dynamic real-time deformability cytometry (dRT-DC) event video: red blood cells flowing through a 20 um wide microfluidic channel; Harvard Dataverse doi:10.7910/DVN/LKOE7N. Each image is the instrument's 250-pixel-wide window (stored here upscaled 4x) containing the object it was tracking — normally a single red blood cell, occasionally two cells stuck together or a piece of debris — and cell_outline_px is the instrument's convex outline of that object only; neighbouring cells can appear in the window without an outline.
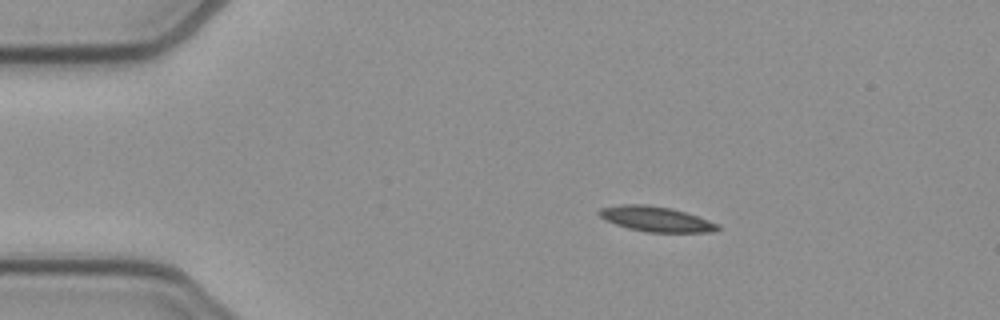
{"species": "common noctule bat (a hibernating species)", "species_latin": "Nyctalus noctula", "temperature_condition": "cold", "stored_images_in_passage": 52, "camera_frame_rate_fps": 3000, "um_per_image_px": 0.085, "animal": {"sex": "female", "body_mass_g": 21.9}, "frame": {"image": 1, "passage_image": 9, "time_ms": 2.667, "image_size_px": [1000, 320], "cell_outline_px": [[720, 228], [716, 232], [648, 232], [628, 228], [604, 220], [596, 212], [600, 208], [620, 204], [648, 204], [672, 208], [720, 224]], "centroid_in_image_um": [55.74, 18.61], "position_along_channel_um": 29.3, "area_um2": 17.46}}
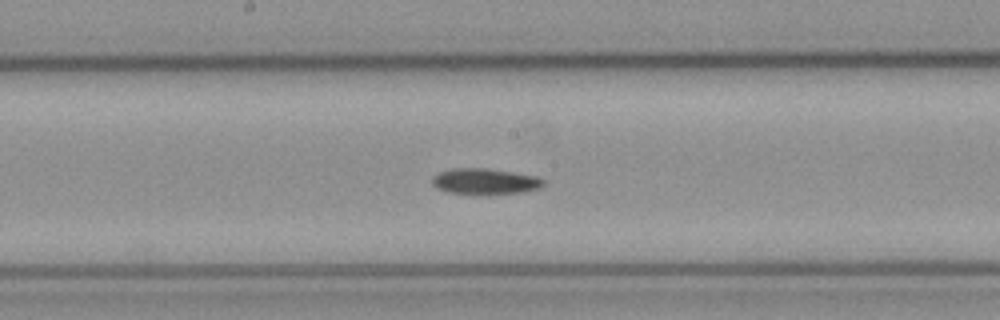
{"frame": {"image": 2, "passage_image": 27, "time_ms": 8.667, "image_size_px": [1000, 320], "cell_outline_px": [[544, 184], [540, 188], [524, 192], [448, 192], [436, 188], [432, 184], [432, 176], [440, 172], [452, 168], [488, 168], [536, 176], [544, 180]], "centroid_in_image_um": [41.21, 15.38], "position_along_channel_um": 207.0, "area_um2": 16.18}}
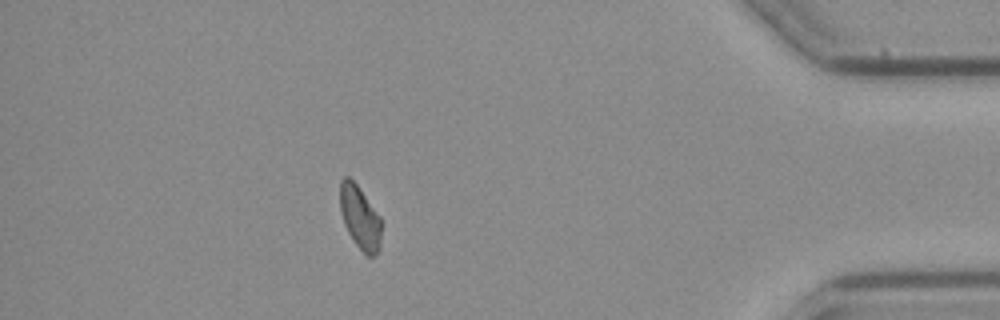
{"frame": {"image": 3, "passage_image": 46, "time_ms": 15.0, "image_size_px": [1000, 320], "cell_outline_px": [[380, 248], [376, 256], [368, 256], [356, 244], [348, 232], [344, 224], [340, 212], [340, 180], [344, 176], [348, 176], [356, 184], [380, 216]], "centroid_in_image_um": [30.58, 18.48], "position_along_channel_um": 404.6, "area_um2": 15.09}}